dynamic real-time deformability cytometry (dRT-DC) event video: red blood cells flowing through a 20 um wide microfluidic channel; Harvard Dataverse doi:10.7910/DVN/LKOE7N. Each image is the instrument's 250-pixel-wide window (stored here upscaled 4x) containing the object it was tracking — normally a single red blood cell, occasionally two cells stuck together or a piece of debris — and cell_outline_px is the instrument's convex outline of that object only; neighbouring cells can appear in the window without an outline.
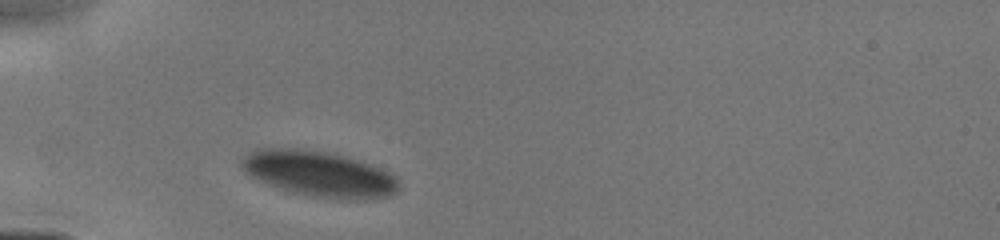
{"species": "human", "species_latin": "Homo sapiens", "temperature_condition": "cold", "stored_images_in_passage": 4, "camera_frame_rate_fps": 3000, "um_per_image_px": 0.085, "donor": {"sex": "male"}, "frame": {"image": 1, "passage_image": 1, "time_ms": 0.0, "image_size_px": [1000, 240], "cell_outline_px": [[400, 188], [396, 192], [388, 196], [364, 200], [336, 200], [312, 196], [292, 192], [256, 180], [244, 172], [240, 164], [240, 160], [244, 156], [260, 148], [300, 148], [324, 152], [344, 156], [360, 160], [380, 168], [388, 172], [400, 180]], "centroid_in_image_um": [27.14, 14.79], "position_along_channel_um": 57.9, "area_um2": 42.14}}
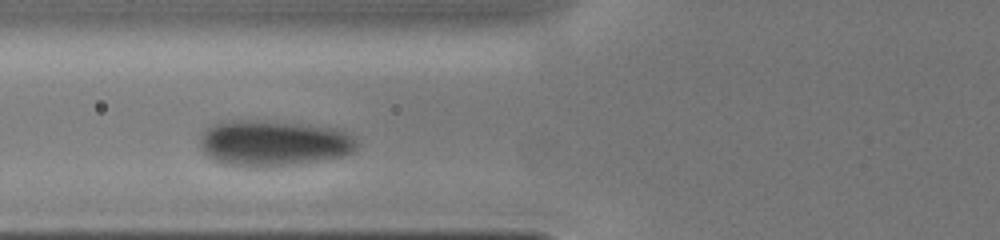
{"frame": {"image": 2, "passage_image": 3, "time_ms": 1.333, "image_size_px": [1000, 240], "cell_outline_px": [[356, 148], [352, 152], [340, 156], [300, 164], [256, 168], [252, 168], [224, 164], [208, 156], [200, 148], [200, 136], [204, 128], [220, 120], [264, 120], [308, 124], [332, 128], [344, 132], [352, 136], [356, 140]], "centroid_in_image_um": [23.17, 12.16], "position_along_channel_um": 102.6, "area_um2": 42.48}}